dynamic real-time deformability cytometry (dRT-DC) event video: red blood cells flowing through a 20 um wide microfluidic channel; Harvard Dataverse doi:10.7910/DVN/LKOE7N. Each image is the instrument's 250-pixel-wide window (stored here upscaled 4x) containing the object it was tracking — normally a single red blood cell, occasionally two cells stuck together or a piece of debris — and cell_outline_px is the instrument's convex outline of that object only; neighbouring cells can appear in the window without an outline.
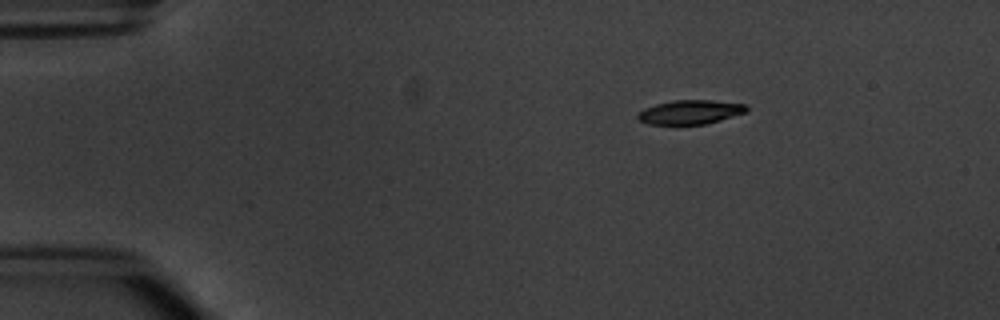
{"species": "common noctule bat (a hibernating species)", "species_latin": "Nyctalus noctula", "temperature_condition": "warm", "stored_images_in_passage": 2, "camera_frame_rate_fps": 3000, "um_per_image_px": 0.085, "animal": {"sex": "male", "body_mass_g": 20.1, "forearm_length_mm": 53.5}, "frame": {"image": 1, "passage_image": 1, "time_ms": 0.0, "image_size_px": [1000, 320], "cell_outline_px": [[748, 112], [720, 120], [704, 124], [648, 124], [640, 120], [636, 116], [636, 112], [644, 108], [656, 104], [672, 100], [712, 100], [744, 104], [748, 108]], "centroid_in_image_um": [58.65, 9.52], "position_along_channel_um": 26.4, "area_um2": 15.32}}